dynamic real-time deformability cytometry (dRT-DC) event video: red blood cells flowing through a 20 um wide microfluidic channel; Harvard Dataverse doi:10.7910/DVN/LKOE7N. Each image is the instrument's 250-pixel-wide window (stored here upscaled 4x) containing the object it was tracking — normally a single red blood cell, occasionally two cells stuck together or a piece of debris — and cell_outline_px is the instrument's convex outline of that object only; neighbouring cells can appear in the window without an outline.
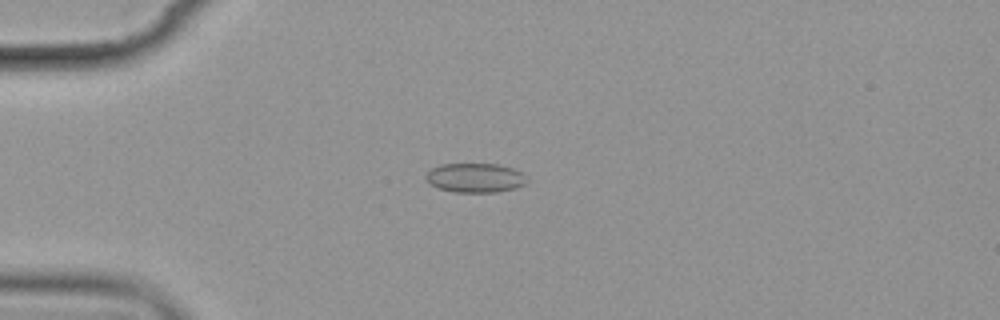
{"species": "common noctule bat (a hibernating species)", "species_latin": "Nyctalus noctula", "temperature_condition": "cold", "stored_images_in_passage": 7, "camera_frame_rate_fps": 3000, "um_per_image_px": 0.085, "animal": {"sex": "female", "body_mass_g": 19.9}, "frame": {"image": 1, "passage_image": 4, "time_ms": 4.333, "image_size_px": [1000, 320], "cell_outline_px": [[528, 180], [524, 184], [516, 188], [496, 192], [452, 192], [436, 188], [428, 184], [424, 176], [432, 168], [440, 164], [500, 164], [524, 172]], "centroid_in_image_um": [40.38, 15.12], "position_along_channel_um": 44.6, "area_um2": 17.57}}
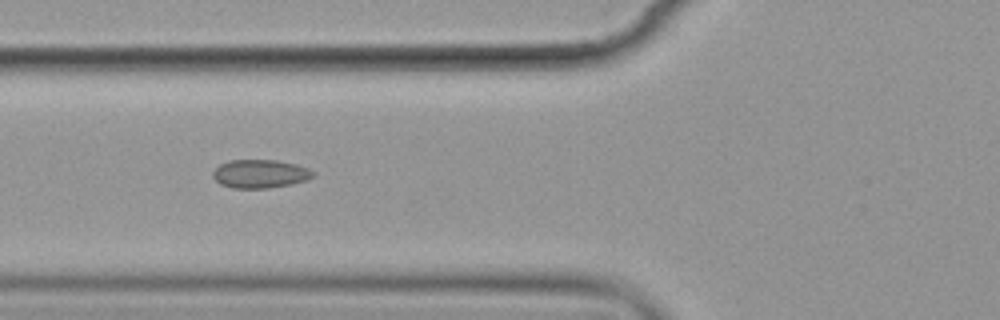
{"frame": {"image": 2, "passage_image": 6, "time_ms": 6.667, "image_size_px": [1000, 320], "cell_outline_px": [[316, 176], [308, 180], [292, 184], [268, 188], [232, 188], [220, 184], [212, 176], [212, 172], [220, 164], [228, 160], [276, 160], [296, 164], [308, 168], [316, 172]], "centroid_in_image_um": [22.14, 14.77], "position_along_channel_um": 103.7, "area_um2": 16.82}}
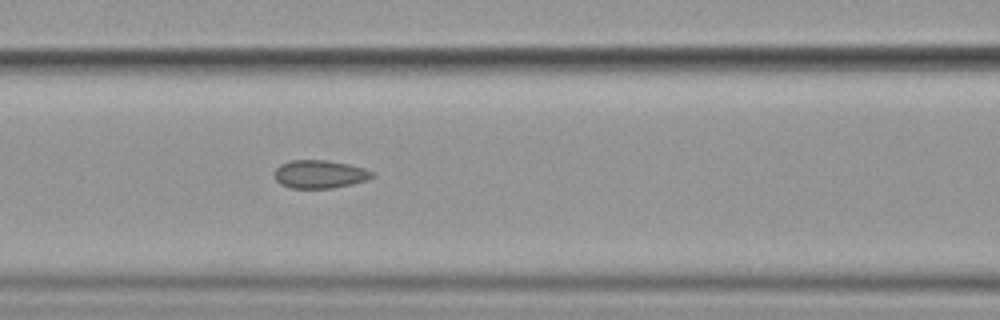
{"frame": {"image": 3, "passage_image": 7, "time_ms": 7.667, "image_size_px": [1000, 320], "cell_outline_px": [[376, 176], [368, 180], [352, 184], [332, 188], [292, 188], [280, 184], [276, 180], [276, 168], [280, 164], [292, 160], [328, 160], [348, 164], [364, 168], [372, 172]], "centroid_in_image_um": [27.21, 14.8], "position_along_channel_um": 139.4, "area_um2": 16.01}}